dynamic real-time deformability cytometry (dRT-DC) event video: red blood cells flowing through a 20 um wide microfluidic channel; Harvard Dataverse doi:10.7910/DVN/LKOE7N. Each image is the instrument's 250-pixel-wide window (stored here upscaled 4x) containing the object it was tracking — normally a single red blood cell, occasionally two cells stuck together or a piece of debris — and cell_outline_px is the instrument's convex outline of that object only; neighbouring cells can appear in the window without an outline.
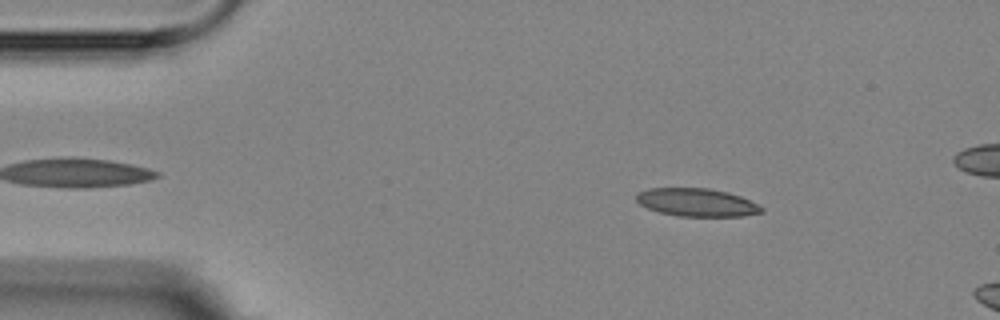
{"species": "Egyptian fruit bat (a non-hibernating species)", "species_latin": "Rousettus aegyptiacus", "temperature_condition": "room temperature", "stored_images_in_passage": 4, "camera_frame_rate_fps": 3000, "um_per_image_px": 0.085, "animal": {"sex": "female"}, "frame": {"image": 1, "passage_image": 2, "time_ms": 1.0, "image_size_px": [1000, 320], "cell_outline_px": [[764, 212], [744, 216], [676, 216], [660, 212], [648, 208], [640, 204], [636, 200], [636, 196], [640, 192], [648, 188], [708, 188], [728, 192], [740, 196], [760, 204], [764, 208]], "centroid_in_image_um": [59.27, 17.21], "position_along_channel_um": 25.7, "area_um2": 20.52}}